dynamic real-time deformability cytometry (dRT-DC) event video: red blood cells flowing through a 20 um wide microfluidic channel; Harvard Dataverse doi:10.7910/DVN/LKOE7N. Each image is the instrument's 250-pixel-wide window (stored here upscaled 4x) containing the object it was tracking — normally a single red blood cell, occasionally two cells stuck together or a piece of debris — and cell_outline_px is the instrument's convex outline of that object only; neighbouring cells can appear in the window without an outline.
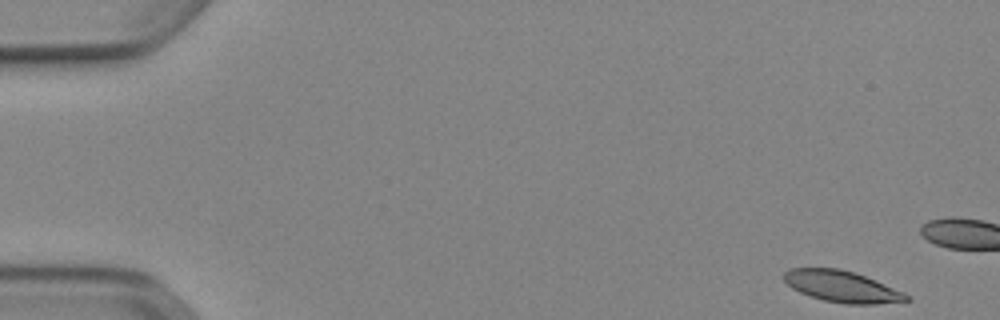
{"species": "Egyptian fruit bat (a non-hibernating species)", "species_latin": "Rousettus aegyptiacus", "temperature_condition": "cold", "stored_images_in_passage": 14, "camera_frame_rate_fps": 3000, "um_per_image_px": 0.085, "animal": {"sex": "female"}, "frame": {"image": 1, "passage_image": 1, "time_ms": 0.0, "image_size_px": [1000, 320], "cell_outline_px": [[912, 300], [876, 304], [844, 304], [824, 300], [800, 292], [792, 288], [784, 280], [784, 272], [788, 268], [840, 268], [864, 276], [904, 292]], "centroid_in_image_um": [71.55, 24.35], "position_along_channel_um": 13.5, "area_um2": 22.14}}